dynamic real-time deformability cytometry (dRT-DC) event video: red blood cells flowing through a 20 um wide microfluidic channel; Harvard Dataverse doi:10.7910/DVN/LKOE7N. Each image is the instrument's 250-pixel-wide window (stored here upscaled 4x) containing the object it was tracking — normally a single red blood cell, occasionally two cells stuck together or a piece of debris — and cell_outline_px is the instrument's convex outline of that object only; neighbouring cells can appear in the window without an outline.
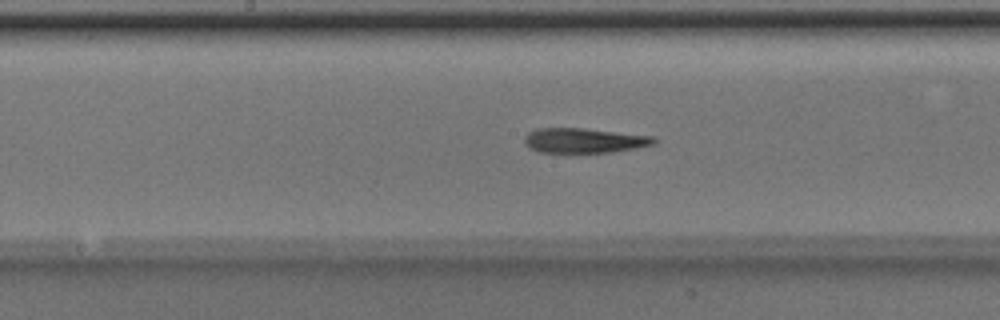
{"species": "Egyptian fruit bat (a non-hibernating species)", "species_latin": "Rousettus aegyptiacus", "temperature_condition": "room temperature", "stored_images_in_passage": 50, "camera_frame_rate_fps": 3000, "um_per_image_px": 0.085, "animal": {"sex": "male"}, "frame": {"image": 1, "passage_image": 25, "time_ms": 8.0, "image_size_px": [1000, 320], "cell_outline_px": [[656, 144], [636, 148], [612, 152], [568, 156], [536, 152], [528, 148], [524, 144], [524, 136], [528, 132], [536, 128], [584, 128], [652, 136], [656, 140]], "centroid_in_image_um": [49.54, 12.0], "position_along_channel_um": 198.7, "area_um2": 19.94}}
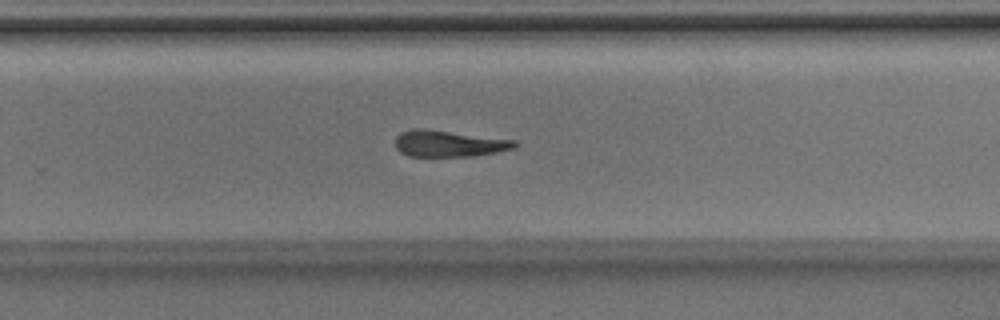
{"frame": {"image": 2, "passage_image": 32, "time_ms": 10.333, "image_size_px": [1000, 320], "cell_outline_px": [[516, 148], [496, 152], [472, 156], [408, 156], [400, 152], [396, 148], [396, 136], [400, 132], [412, 128], [424, 128], [516, 140]], "centroid_in_image_um": [38.13, 12.19], "position_along_channel_um": 291.7, "area_um2": 18.44}}
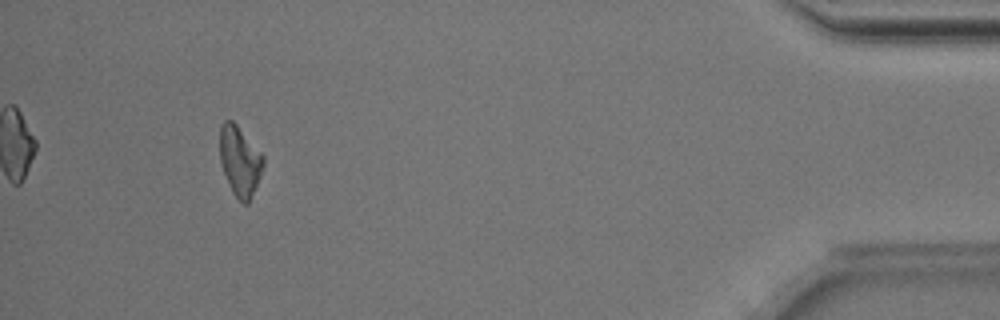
{"frame": {"image": 3, "passage_image": 46, "time_ms": 15.0, "image_size_px": [1000, 320], "cell_outline_px": [[264, 164], [248, 204], [244, 204], [232, 192], [224, 172], [220, 160], [220, 124], [224, 120], [232, 120], [236, 124], [264, 156]], "centroid_in_image_um": [20.37, 13.65], "position_along_channel_um": 414.8, "area_um2": 17.34}}